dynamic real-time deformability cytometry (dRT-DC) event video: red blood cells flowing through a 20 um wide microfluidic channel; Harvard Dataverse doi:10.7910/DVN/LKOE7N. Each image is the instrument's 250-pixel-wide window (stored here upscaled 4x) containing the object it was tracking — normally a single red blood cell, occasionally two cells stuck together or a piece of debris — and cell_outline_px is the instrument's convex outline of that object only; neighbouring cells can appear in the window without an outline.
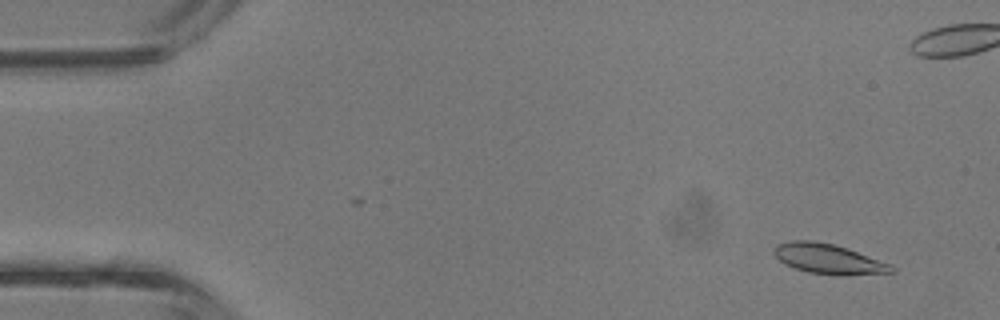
{"species": "common noctule bat (a hibernating species)", "species_latin": "Nyctalus noctula", "temperature_condition": "room temperature", "stored_images_in_passage": 42, "camera_frame_rate_fps": 3000, "um_per_image_px": 0.085, "animal": {"sex": "male", "body_mass_g": 13.3}, "frame": {"image": 1, "passage_image": 2, "time_ms": 0.333, "image_size_px": [1000, 320], "cell_outline_px": [[896, 272], [848, 276], [840, 276], [808, 272], [784, 264], [772, 252], [776, 244], [792, 240], [812, 240], [832, 244], [848, 248], [892, 264], [896, 268]], "centroid_in_image_um": [70.47, 22.02], "position_along_channel_um": 14.5, "area_um2": 20.87}}
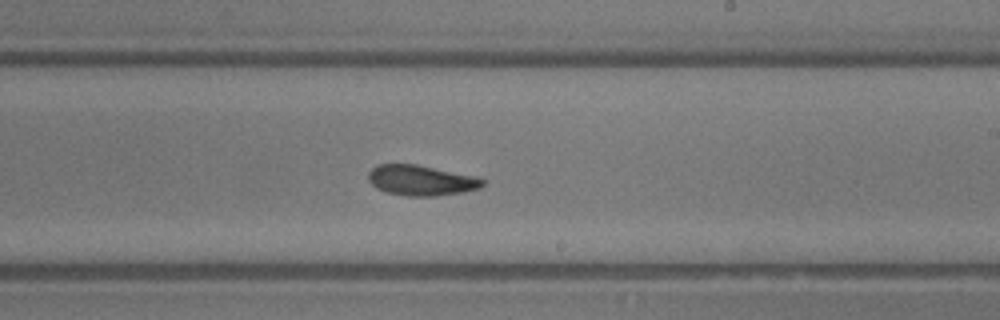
{"frame": {"image": 2, "passage_image": 24, "time_ms": 7.667, "image_size_px": [1000, 320], "cell_outline_px": [[488, 180], [480, 188], [464, 192], [436, 196], [408, 196], [388, 192], [376, 188], [368, 180], [368, 172], [376, 164], [416, 164], [476, 176]], "centroid_in_image_um": [35.82, 15.32], "position_along_channel_um": 253.2, "area_um2": 20.4}}
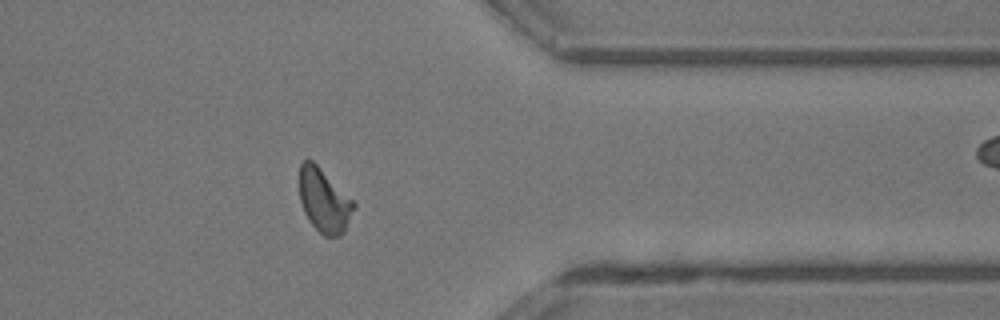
{"frame": {"image": 3, "passage_image": 33, "time_ms": 10.667, "image_size_px": [1000, 320], "cell_outline_px": [[356, 204], [344, 232], [340, 236], [324, 236], [308, 220], [304, 212], [300, 200], [300, 164], [304, 160], [312, 160], [356, 200]], "centroid_in_image_um": [27.58, 17.03], "position_along_channel_um": 383.8, "area_um2": 20.35}, "authors_computed_cell_mechanics": {"area_um2": 20.2589, "velocity_mm_per_s": 4.8086, "shape_relaxation_time_tau1_ms": 3.9918, "shape_relaxation_time_tau2_ms": 5.0159, "deformation_change_tau1": 0.1311, "deformation_change_tau2": 0.1258}}